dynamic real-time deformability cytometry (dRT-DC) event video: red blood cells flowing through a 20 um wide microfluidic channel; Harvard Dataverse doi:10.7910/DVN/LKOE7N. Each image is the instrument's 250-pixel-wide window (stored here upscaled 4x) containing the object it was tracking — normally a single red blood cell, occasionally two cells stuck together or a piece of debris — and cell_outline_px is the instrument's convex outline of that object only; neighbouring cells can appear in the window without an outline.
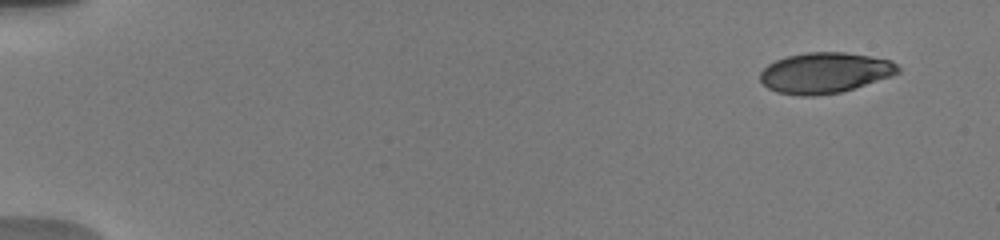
{"species": "human", "species_latin": "Homo sapiens", "temperature_condition": "warm", "stored_images_in_passage": 36, "camera_frame_rate_fps": 3000, "um_per_image_px": 0.085, "donor": {"sex": "male"}, "frame": {"image": 1, "passage_image": 1, "time_ms": 0.0, "image_size_px": [1000, 240], "cell_outline_px": [[900, 72], [892, 76], [840, 92], [812, 96], [800, 96], [776, 92], [768, 88], [760, 80], [760, 72], [768, 64], [776, 60], [788, 56], [808, 52], [844, 52], [892, 60], [900, 68]], "centroid_in_image_um": [70.11, 6.19], "position_along_channel_um": 14.9, "area_um2": 32.54}}
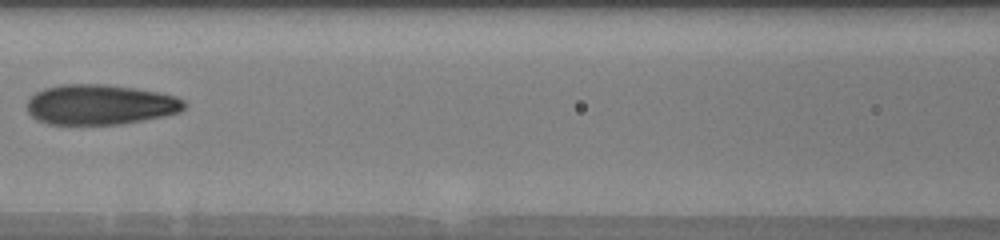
{"frame": {"image": 2, "passage_image": 16, "time_ms": 7.667, "image_size_px": [1000, 240], "cell_outline_px": [[188, 104], [180, 112], [164, 116], [120, 124], [48, 124], [36, 120], [28, 112], [28, 100], [36, 92], [44, 88], [60, 84], [104, 84], [136, 88], [176, 96], [184, 100]], "centroid_in_image_um": [8.52, 8.89], "position_along_channel_um": 158.1, "area_um2": 36.88}}
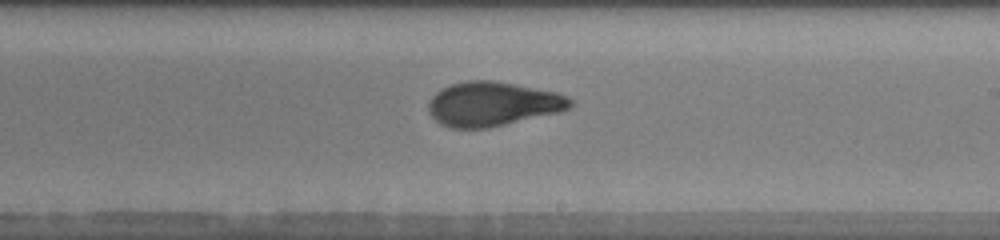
{"frame": {"image": 3, "passage_image": 21, "time_ms": 10.0, "image_size_px": [1000, 240], "cell_outline_px": [[572, 104], [568, 108], [560, 112], [488, 128], [448, 128], [440, 124], [428, 112], [428, 100], [440, 88], [452, 84], [468, 80], [492, 80], [556, 92], [568, 96], [572, 100]], "centroid_in_image_um": [41.84, 8.84], "position_along_channel_um": 247.2, "area_um2": 36.65}, "authors_computed_cell_mechanics": {"area_um2": 35.1424, "velocity_mm_per_s": 3.8371, "shape_relaxation_time_tau1_ms": 6.5996, "shape_relaxation_time_tau2_ms": 1.4807, "deformation_change_tau1": 0.2417, "deformation_change_tau2": 0.079}}